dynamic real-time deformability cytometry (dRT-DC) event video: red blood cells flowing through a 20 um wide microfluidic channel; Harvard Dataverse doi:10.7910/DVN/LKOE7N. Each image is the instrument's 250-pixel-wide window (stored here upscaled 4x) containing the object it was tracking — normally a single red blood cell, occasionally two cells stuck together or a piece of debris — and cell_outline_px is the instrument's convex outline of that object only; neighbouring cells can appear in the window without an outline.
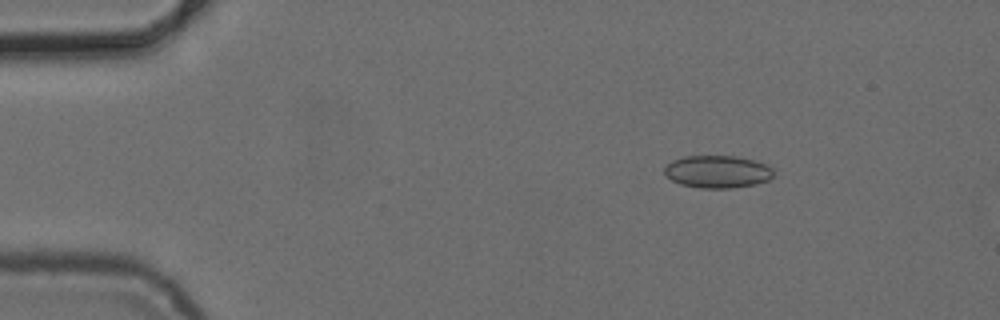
{"species": "common noctule bat (a hibernating species)", "species_latin": "Nyctalus noctula", "temperature_condition": "cold", "stored_images_in_passage": 6, "camera_frame_rate_fps": 3000, "um_per_image_px": 0.085, "animal": {"sex": "female", "body_mass_g": 24.6, "forearm_length_mm": 56.2}, "frame": {"image": 1, "passage_image": 3, "time_ms": 2.333, "image_size_px": [1000, 320], "cell_outline_px": [[772, 176], [768, 180], [756, 184], [728, 188], [700, 188], [680, 184], [672, 180], [664, 172], [664, 168], [672, 160], [684, 156], [736, 156], [752, 160], [764, 164], [772, 168]], "centroid_in_image_um": [60.96, 14.59], "position_along_channel_um": 24.0, "area_um2": 20.46}}
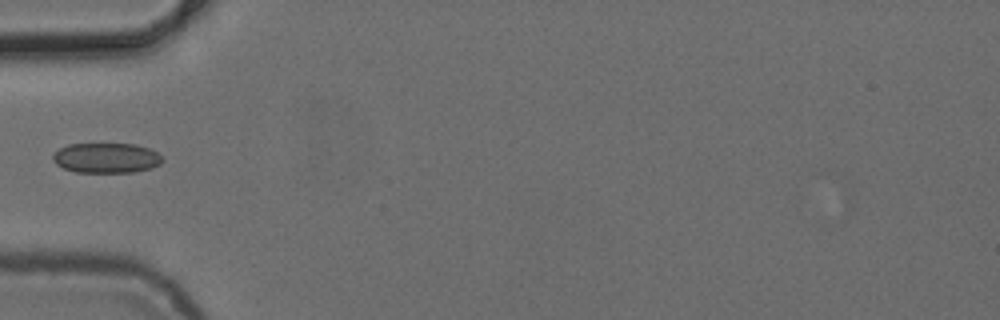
{"frame": {"image": 2, "passage_image": 5, "time_ms": 5.667, "image_size_px": [1000, 320], "cell_outline_px": [[164, 160], [160, 164], [152, 168], [136, 172], [76, 172], [64, 168], [56, 164], [52, 160], [52, 156], [60, 148], [68, 144], [136, 144], [148, 148], [156, 152]], "centroid_in_image_um": [9.05, 13.43], "position_along_channel_um": 76.0, "area_um2": 19.19}}
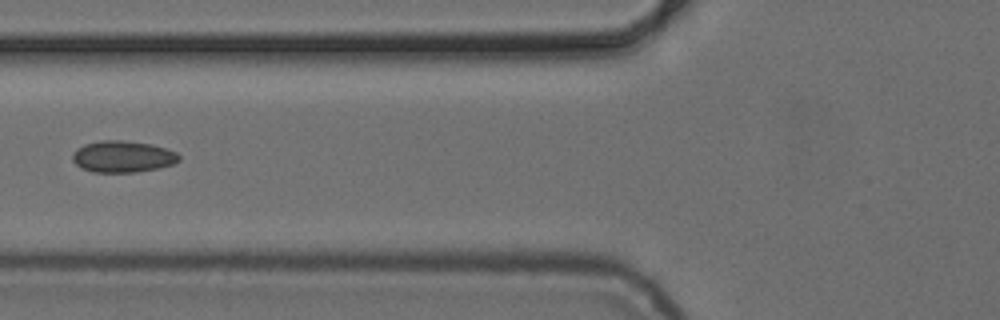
{"frame": {"image": 3, "passage_image": 6, "time_ms": 6.667, "image_size_px": [1000, 320], "cell_outline_px": [[180, 160], [172, 164], [160, 168], [136, 172], [92, 172], [80, 168], [72, 160], [72, 156], [76, 148], [84, 144], [100, 140], [120, 140], [152, 144], [176, 152], [180, 156]], "centroid_in_image_um": [10.41, 13.31], "position_along_channel_um": 115.4, "area_um2": 19.71}}